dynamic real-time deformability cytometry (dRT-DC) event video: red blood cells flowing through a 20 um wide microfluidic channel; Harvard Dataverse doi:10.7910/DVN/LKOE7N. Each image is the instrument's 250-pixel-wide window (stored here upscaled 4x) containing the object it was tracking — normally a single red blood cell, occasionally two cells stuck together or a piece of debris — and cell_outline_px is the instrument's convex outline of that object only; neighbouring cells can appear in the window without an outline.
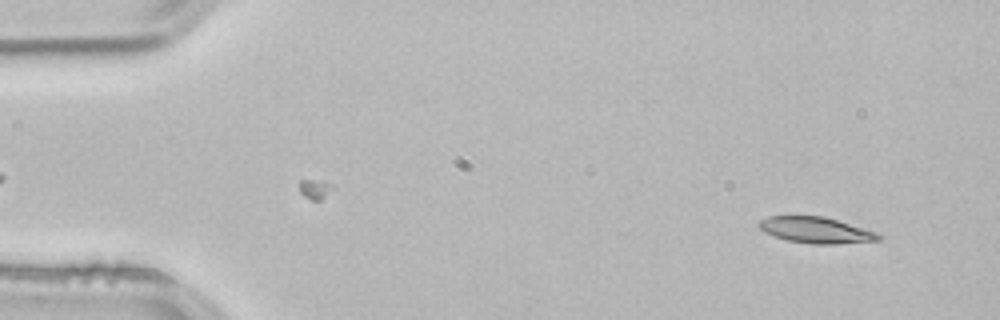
{"species": "common noctule bat (a hibernating species)", "species_latin": "Nyctalus noctula", "temperature_condition": "room temperature", "stored_images_in_passage": 51, "camera_frame_rate_fps": 3000, "um_per_image_px": 0.085, "animal": {"sex": "male", "body_mass_g": 21.5, "forearm_length_mm": 52.0}, "frame": {"image": 1, "passage_image": 2, "time_ms": 0.333, "image_size_px": [1000, 320], "cell_outline_px": [[884, 236], [880, 240], [836, 244], [816, 244], [788, 240], [764, 232], [760, 228], [760, 220], [768, 216], [824, 216], [880, 232]], "centroid_in_image_um": [69.46, 19.55], "position_along_channel_um": 15.5, "area_um2": 18.21}}
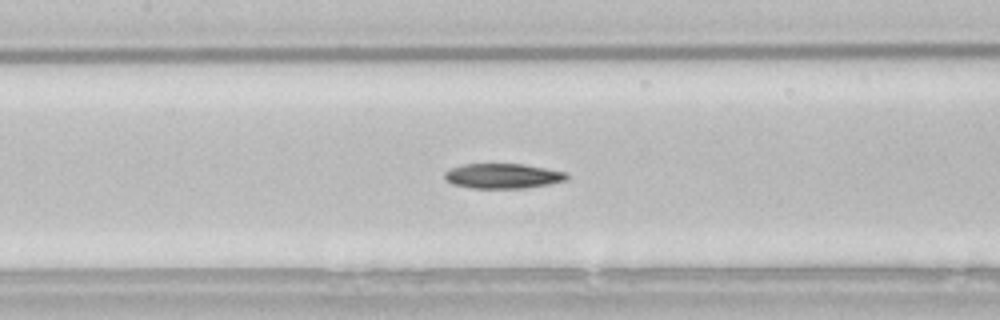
{"frame": {"image": 2, "passage_image": 22, "time_ms": 7.0, "image_size_px": [1000, 320], "cell_outline_px": [[568, 180], [548, 184], [524, 188], [472, 188], [452, 184], [444, 176], [444, 172], [452, 168], [464, 164], [524, 164], [568, 172]], "centroid_in_image_um": [42.78, 14.95], "position_along_channel_um": 164.6, "area_um2": 17.74}}
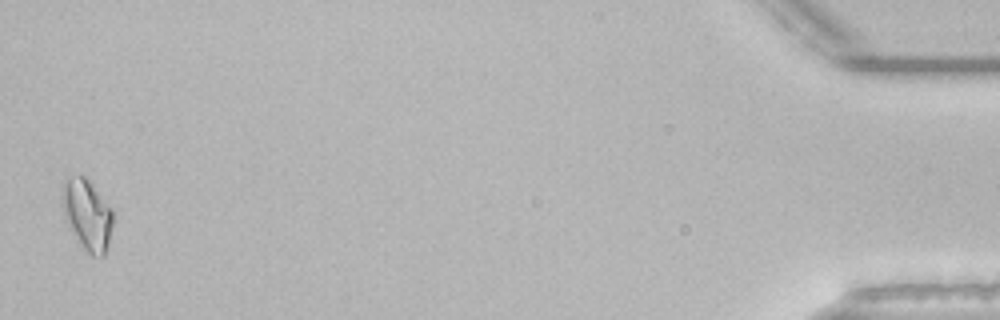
{"frame": {"image": 3, "passage_image": 50, "time_ms": 16.333, "image_size_px": [1000, 320], "cell_outline_px": [[112, 224], [108, 244], [104, 256], [92, 256], [84, 252], [64, 212], [60, 196], [60, 192], [64, 176], [84, 176], [88, 180], [112, 208]], "centroid_in_image_um": [7.39, 18.21], "position_along_channel_um": 427.8, "area_um2": 20.75}, "authors_computed_cell_mechanics": {"area_um2": 18.207, "velocity_mm_per_s": 3.8332, "shape_relaxation_time_tau1_ms": 8.944, "shape_relaxation_time_tau2_ms": null, "deformation_change_tau1": 0.1805, "deformation_change_tau2": null}}